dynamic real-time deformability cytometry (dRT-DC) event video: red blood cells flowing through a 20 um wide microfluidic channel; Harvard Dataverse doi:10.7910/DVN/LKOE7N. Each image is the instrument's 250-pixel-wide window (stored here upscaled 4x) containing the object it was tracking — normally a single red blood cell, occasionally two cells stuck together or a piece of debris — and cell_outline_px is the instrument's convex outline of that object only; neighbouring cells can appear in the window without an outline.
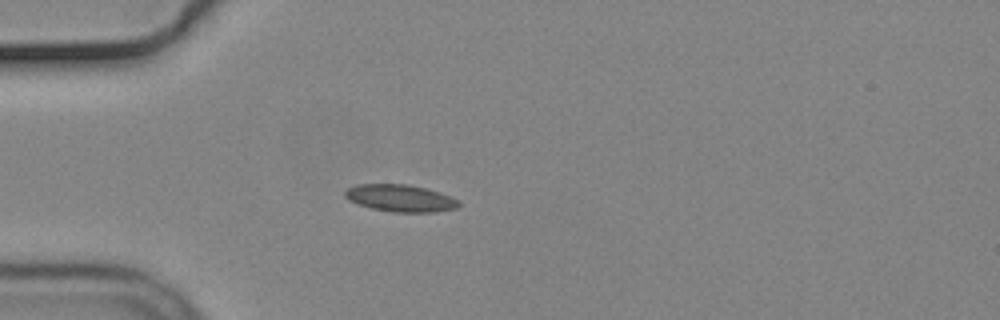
{"species": "common noctule bat (a hibernating species)", "species_latin": "Nyctalus noctula", "temperature_condition": "cold", "stored_images_in_passage": 41, "camera_frame_rate_fps": 3000, "um_per_image_px": 0.085, "animal": {"sex": "male", "body_mass_g": 19.2, "forearm_length_mm": 51.8}, "frame": {"image": 1, "passage_image": 1, "time_ms": 0.0, "image_size_px": [1000, 320], "cell_outline_px": [[460, 204], [456, 208], [432, 212], [392, 212], [372, 208], [348, 200], [344, 196], [344, 192], [348, 188], [356, 184], [408, 184], [440, 192], [460, 200]], "centroid_in_image_um": [34.03, 16.84], "position_along_channel_um": 51.0, "area_um2": 17.92}}
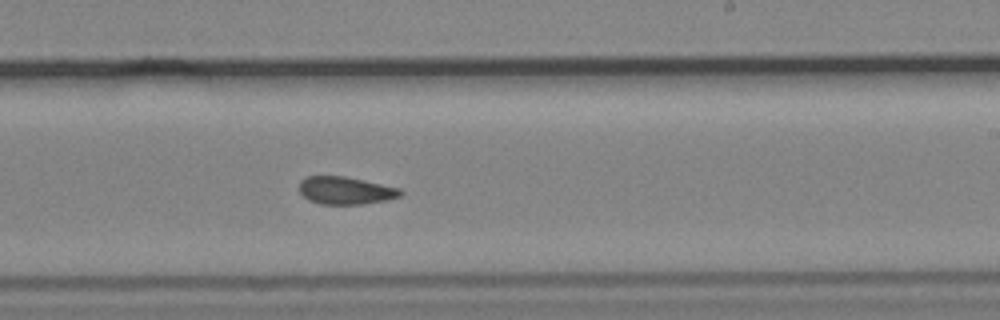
{"frame": {"image": 2, "passage_image": 19, "time_ms": 6.0, "image_size_px": [1000, 320], "cell_outline_px": [[404, 192], [400, 196], [384, 200], [360, 204], [320, 204], [308, 200], [300, 192], [300, 180], [308, 176], [344, 176], [364, 180], [400, 188]], "centroid_in_image_um": [29.36, 16.19], "position_along_channel_um": 259.6, "area_um2": 16.18}}
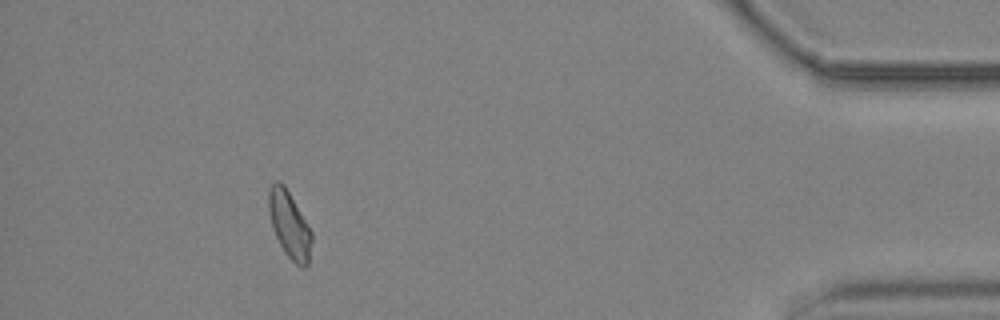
{"frame": {"image": 3, "passage_image": 36, "time_ms": 11.667, "image_size_px": [1000, 320], "cell_outline_px": [[312, 240], [308, 264], [304, 268], [300, 268], [284, 252], [272, 228], [268, 212], [268, 188], [276, 180], [280, 180], [284, 184], [312, 232]], "centroid_in_image_um": [24.58, 19.09], "position_along_channel_um": 410.6, "area_um2": 16.76}, "authors_computed_cell_mechanics": {"area_um2": 16.762, "velocity_mm_per_s": 3.6855, "shape_relaxation_time_tau1_ms": null, "shape_relaxation_time_tau2_ms": 2.3048, "deformation_change_tau1": null, "deformation_change_tau2": 0.0814}}